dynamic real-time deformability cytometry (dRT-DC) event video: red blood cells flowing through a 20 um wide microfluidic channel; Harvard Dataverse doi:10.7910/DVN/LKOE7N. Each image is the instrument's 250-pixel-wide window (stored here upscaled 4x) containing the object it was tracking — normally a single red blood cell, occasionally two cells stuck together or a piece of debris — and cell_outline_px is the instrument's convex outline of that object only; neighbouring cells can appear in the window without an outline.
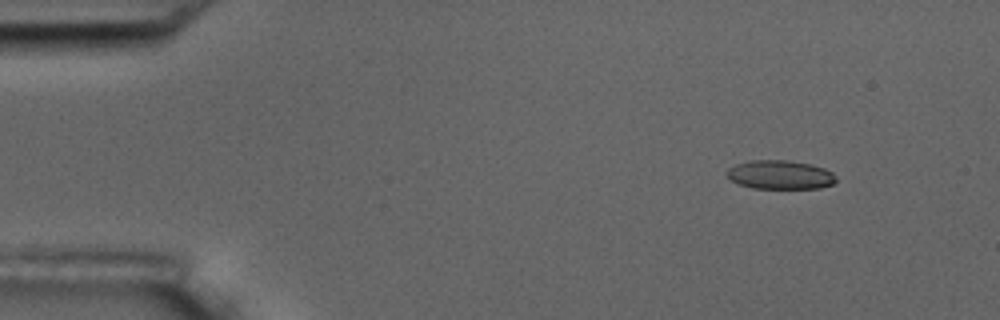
{"species": "common noctule bat (a hibernating species)", "species_latin": "Nyctalus noctula", "temperature_condition": "room temperature", "stored_images_in_passage": 5, "segment_of_instrument_passage": [2, 2], "camera_frame_rate_fps": 3000, "um_per_image_px": 0.085, "animal": {"sex": "male", "body_mass_g": 17.5, "forearm_length_mm": 52.3}, "frame": {"image": 1, "passage_image": 5, "time_ms": 5.333, "image_size_px": [1000, 320], "cell_outline_px": [[836, 180], [832, 184], [820, 188], [752, 188], [740, 184], [732, 180], [728, 176], [728, 168], [736, 164], [752, 160], [788, 160], [808, 164], [824, 168], [832, 172], [836, 176]], "centroid_in_image_um": [66.33, 14.85], "position_along_channel_um": 18.7, "area_um2": 18.15}}